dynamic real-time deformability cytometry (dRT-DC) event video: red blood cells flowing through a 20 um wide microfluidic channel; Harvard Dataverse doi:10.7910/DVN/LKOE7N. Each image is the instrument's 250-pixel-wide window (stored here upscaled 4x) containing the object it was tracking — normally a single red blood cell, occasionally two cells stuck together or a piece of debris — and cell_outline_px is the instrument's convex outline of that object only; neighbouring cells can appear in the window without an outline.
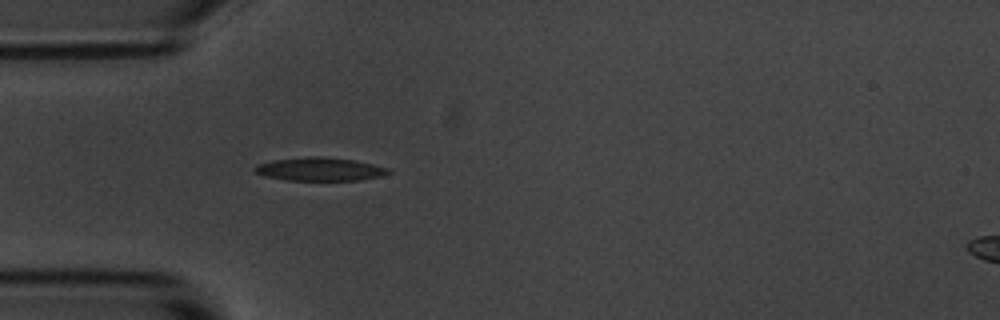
{"species": "common noctule bat (a hibernating species)", "species_latin": "Nyctalus noctula", "temperature_condition": "room temperature", "stored_images_in_passage": 1, "camera_frame_rate_fps": 3000, "um_per_image_px": 0.085, "animal": {"sex": "male", "body_mass_g": 20.1, "forearm_length_mm": 53.5}, "frame": {"image": 1, "passage_image": 1, "time_ms": 0.0, "image_size_px": [1000, 320], "cell_outline_px": [[392, 172], [380, 176], [360, 180], [288, 180], [264, 176], [256, 172], [252, 168], [256, 164], [272, 160], [304, 156], [320, 156], [356, 160], [388, 168]], "centroid_in_image_um": [27.15, 14.37], "position_along_channel_um": 57.9, "area_um2": 18.26}}